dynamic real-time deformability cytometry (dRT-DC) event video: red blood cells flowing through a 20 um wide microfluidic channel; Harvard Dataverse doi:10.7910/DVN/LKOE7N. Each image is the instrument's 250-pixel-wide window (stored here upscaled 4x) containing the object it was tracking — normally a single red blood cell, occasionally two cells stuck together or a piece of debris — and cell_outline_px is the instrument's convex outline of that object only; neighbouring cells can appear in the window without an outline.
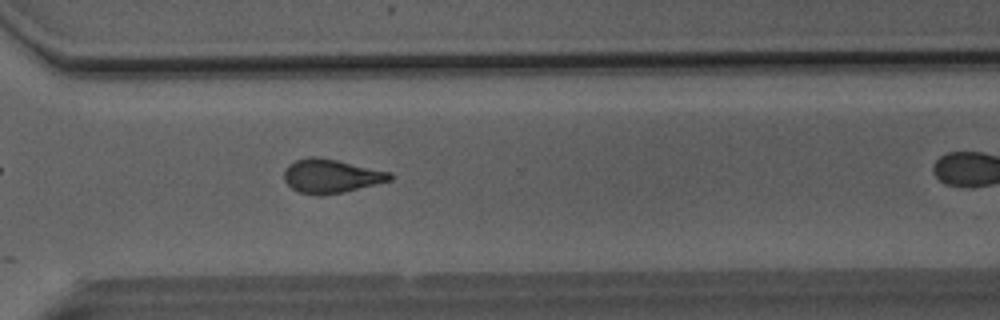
{"species": "Egyptian fruit bat (a non-hibernating species)", "species_latin": "Rousettus aegyptiacus", "temperature_condition": "room temperature", "stored_images_in_passage": 30, "camera_frame_rate_fps": 3000, "um_per_image_px": 0.085, "animal": {"sex": "male"}, "frame": {"image": 1, "passage_image": 26, "time_ms": 8.333, "image_size_px": [1000, 320], "cell_outline_px": [[392, 180], [344, 192], [320, 196], [316, 196], [300, 192], [292, 188], [284, 180], [284, 172], [288, 164], [296, 160], [312, 156], [316, 156], [336, 160], [392, 172]], "centroid_in_image_um": [28.14, 14.97], "position_along_channel_um": 342.5, "area_um2": 20.87}}